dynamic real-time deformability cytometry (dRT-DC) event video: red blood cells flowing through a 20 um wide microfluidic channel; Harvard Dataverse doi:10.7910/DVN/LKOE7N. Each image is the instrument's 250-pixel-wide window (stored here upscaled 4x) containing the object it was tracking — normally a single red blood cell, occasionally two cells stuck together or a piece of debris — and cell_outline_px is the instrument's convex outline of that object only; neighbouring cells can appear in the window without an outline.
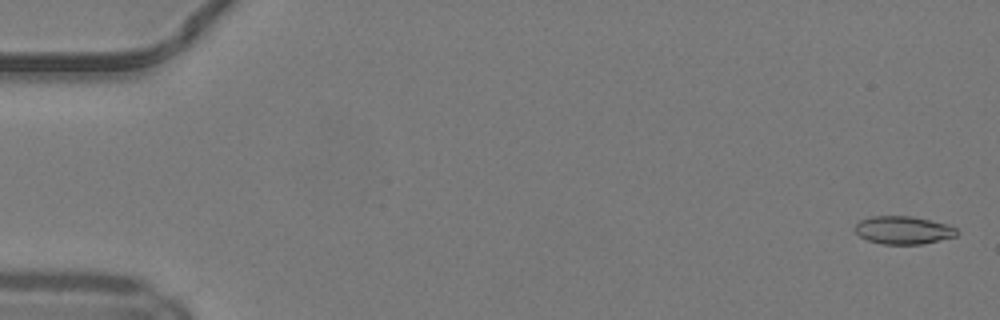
{"species": "common noctule bat (a hibernating species)", "species_latin": "Nyctalus noctula", "temperature_condition": "warm", "stored_images_in_passage": 46, "camera_frame_rate_fps": 3000, "um_per_image_px": 0.085, "animal": {"sex": "male", "body_mass_g": 19.2, "forearm_length_mm": 51.8}, "frame": {"image": 1, "passage_image": 2, "time_ms": 0.333, "image_size_px": [1000, 320], "cell_outline_px": [[960, 232], [956, 236], [920, 244], [884, 244], [868, 240], [860, 236], [856, 232], [856, 224], [860, 220], [872, 216], [912, 216], [948, 224], [956, 228]], "centroid_in_image_um": [76.81, 19.55], "position_along_channel_um": 8.2, "area_um2": 16.47}}
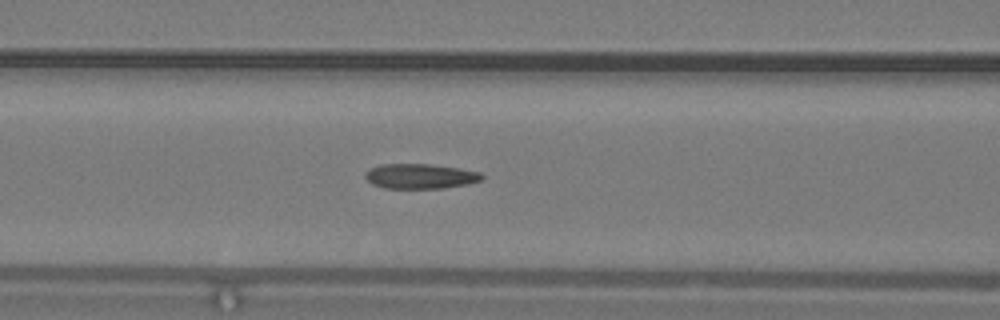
{"frame": {"image": 2, "passage_image": 22, "time_ms": 7.0, "image_size_px": [1000, 320], "cell_outline_px": [[484, 176], [480, 180], [468, 184], [444, 188], [384, 188], [372, 184], [364, 176], [372, 168], [380, 164], [432, 164], [460, 168], [480, 172]], "centroid_in_image_um": [35.75, 14.98], "position_along_channel_um": 130.9, "area_um2": 16.88}}
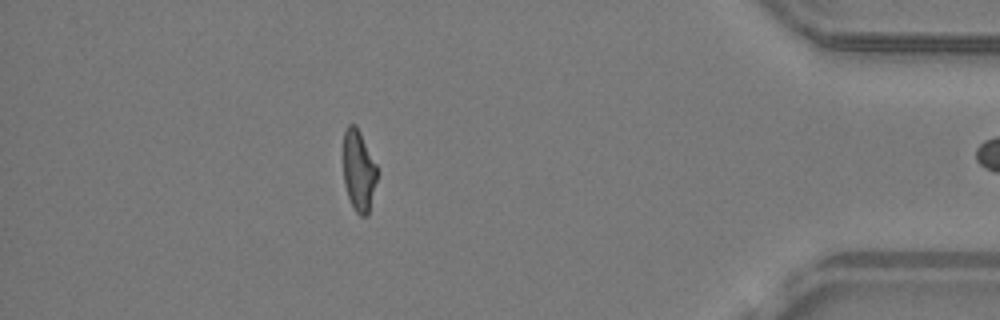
{"frame": {"image": 3, "passage_image": 45, "time_ms": 14.667, "image_size_px": [1000, 320], "cell_outline_px": [[376, 180], [368, 216], [360, 216], [356, 212], [348, 196], [344, 184], [344, 132], [348, 124], [356, 124], [376, 164]], "centroid_in_image_um": [30.48, 14.5], "position_along_channel_um": 404.7, "area_um2": 15.72}}